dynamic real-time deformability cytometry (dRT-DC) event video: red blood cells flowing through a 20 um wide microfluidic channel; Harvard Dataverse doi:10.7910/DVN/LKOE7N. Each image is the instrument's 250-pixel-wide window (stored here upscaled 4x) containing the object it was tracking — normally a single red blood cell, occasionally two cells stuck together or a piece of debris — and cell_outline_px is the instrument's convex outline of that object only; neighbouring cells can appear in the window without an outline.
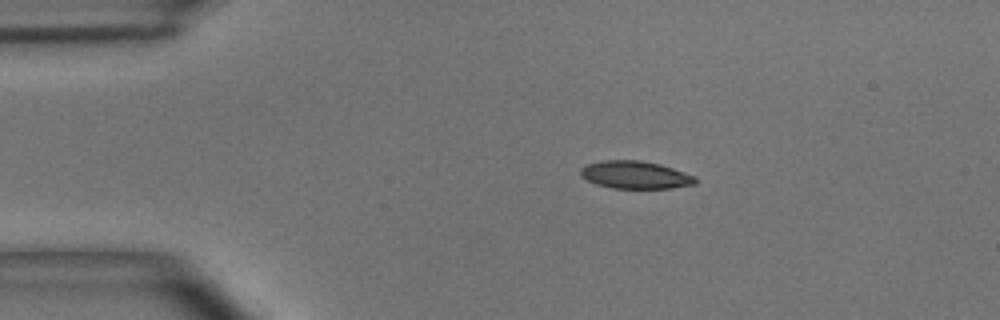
{"species": "common noctule bat (a hibernating species)", "species_latin": "Nyctalus noctula", "temperature_condition": "room temperature", "stored_images_in_passage": 45, "camera_frame_rate_fps": 3000, "um_per_image_px": 0.085, "animal": {"sex": "male", "body_mass_g": 15.6}, "frame": {"image": 1, "passage_image": 1, "time_ms": 0.0, "image_size_px": [1000, 320], "cell_outline_px": [[696, 184], [672, 188], [612, 188], [596, 184], [580, 176], [580, 168], [588, 164], [604, 160], [640, 160], [660, 164], [696, 176]], "centroid_in_image_um": [54.0, 14.86], "position_along_channel_um": 31.0, "area_um2": 18.5}}
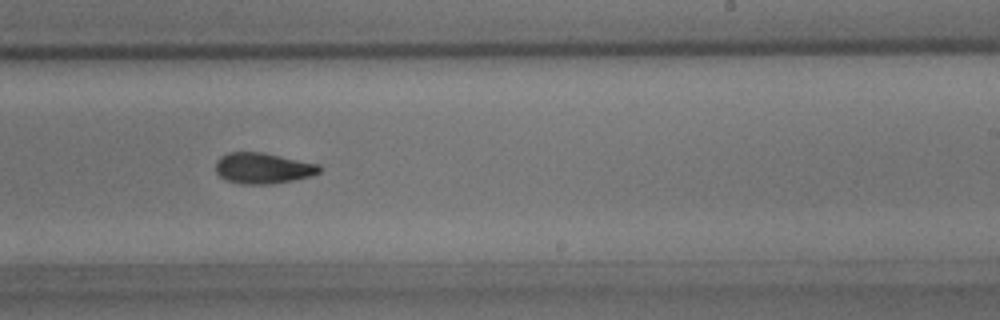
{"frame": {"image": 2, "passage_image": 24, "time_ms": 7.667, "image_size_px": [1000, 320], "cell_outline_px": [[320, 172], [312, 176], [272, 184], [244, 184], [228, 180], [220, 176], [216, 172], [216, 160], [220, 156], [228, 152], [264, 152], [320, 164]], "centroid_in_image_um": [22.36, 14.28], "position_along_channel_um": 266.6, "area_um2": 18.73}}
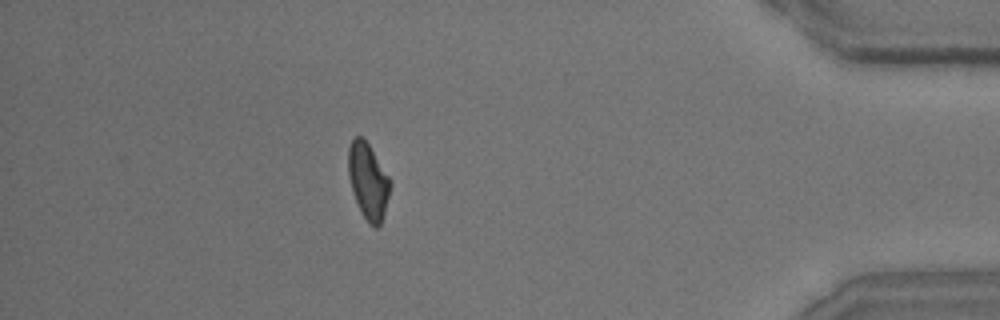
{"frame": {"image": 3, "passage_image": 39, "time_ms": 12.667, "image_size_px": [1000, 320], "cell_outline_px": [[392, 184], [384, 212], [380, 224], [376, 228], [368, 224], [352, 192], [348, 176], [348, 148], [352, 140], [356, 136], [360, 136], [368, 144], [388, 176]], "centroid_in_image_um": [31.28, 15.4], "position_along_channel_um": 403.9, "area_um2": 18.21}, "authors_computed_cell_mechanics": {"area_um2": 18.785, "velocity_mm_per_s": 3.6599, "shape_relaxation_time_tau1_ms": 6.2629, "shape_relaxation_time_tau2_ms": 3.0155, "deformation_change_tau1": 0.1774, "deformation_change_tau2": 0.0889}}